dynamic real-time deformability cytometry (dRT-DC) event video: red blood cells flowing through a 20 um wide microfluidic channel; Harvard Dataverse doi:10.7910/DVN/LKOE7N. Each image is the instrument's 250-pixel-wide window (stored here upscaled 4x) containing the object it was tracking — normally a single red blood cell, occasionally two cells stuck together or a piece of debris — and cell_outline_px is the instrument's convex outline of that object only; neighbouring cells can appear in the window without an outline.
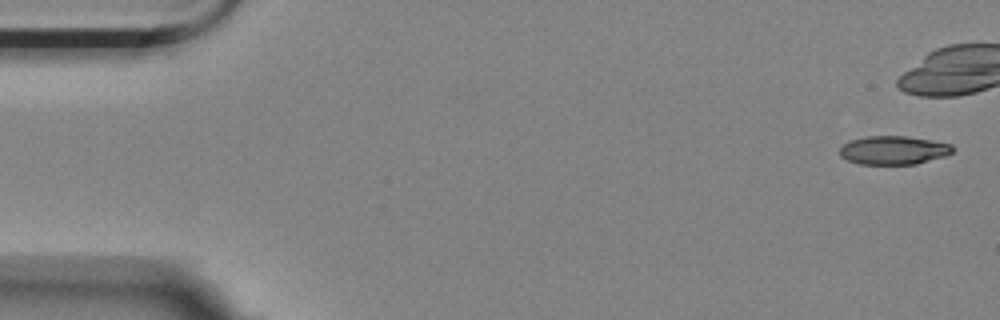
{"species": "Egyptian fruit bat (a non-hibernating species)", "species_latin": "Rousettus aegyptiacus", "temperature_condition": "room temperature", "stored_images_in_passage": 21, "segment_of_instrument_passage": [1, 2], "camera_frame_rate_fps": 3000, "um_per_image_px": 0.085, "animal": {"sex": "female"}, "frame": {"image": 1, "passage_image": 1, "time_ms": 0.0, "image_size_px": [1000, 320], "cell_outline_px": [[956, 148], [952, 152], [944, 156], [916, 164], [860, 164], [848, 160], [840, 156], [840, 148], [848, 140], [868, 136], [908, 136], [952, 144]], "centroid_in_image_um": [75.96, 12.76], "position_along_channel_um": 9.0, "area_um2": 18.84}}
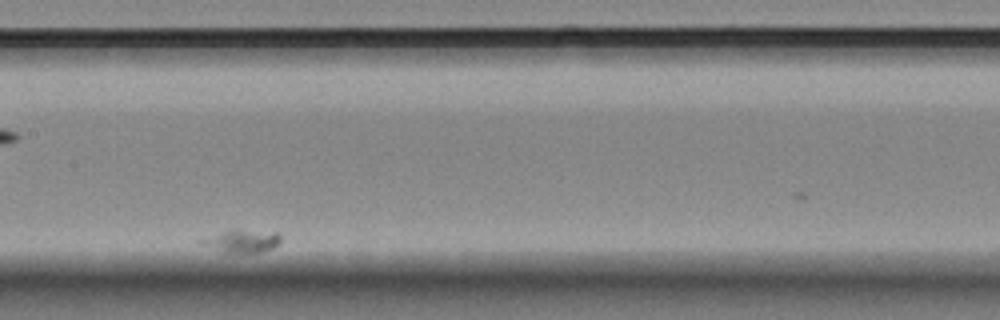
{"frame": {"image": 2, "passage_image": 9, "time_ms": 2.667, "image_size_px": [1000, 320], "cell_outline_px": [[280, 240], [272, 248], [252, 256], [248, 256], [220, 252], [200, 244], [196, 240], [232, 228], [236, 228], [276, 232], [280, 236]], "centroid_in_image_um": [20.51, 20.52], "position_along_channel_um": 186.9, "area_um2": 11.44}}
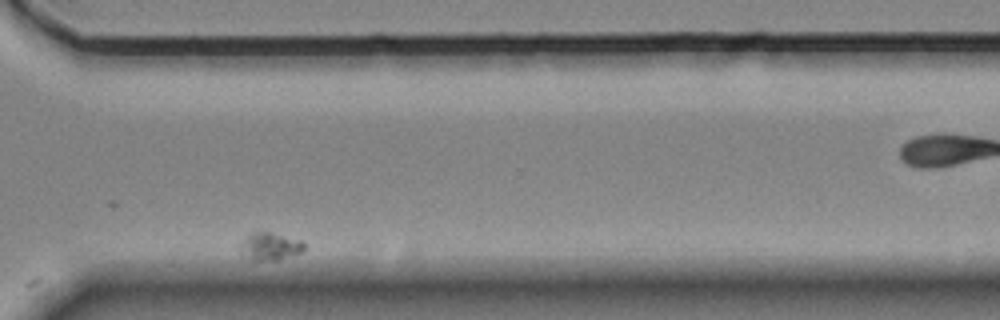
{"frame": {"image": 3, "passage_image": 17, "time_ms": 5.333, "image_size_px": [1000, 320], "cell_outline_px": [[304, 252], [280, 260], [252, 260], [240, 248], [240, 244], [252, 232], [272, 232], [300, 240], [304, 244]], "centroid_in_image_um": [23.02, 20.94], "position_along_channel_um": 347.6, "area_um2": 10.12}}